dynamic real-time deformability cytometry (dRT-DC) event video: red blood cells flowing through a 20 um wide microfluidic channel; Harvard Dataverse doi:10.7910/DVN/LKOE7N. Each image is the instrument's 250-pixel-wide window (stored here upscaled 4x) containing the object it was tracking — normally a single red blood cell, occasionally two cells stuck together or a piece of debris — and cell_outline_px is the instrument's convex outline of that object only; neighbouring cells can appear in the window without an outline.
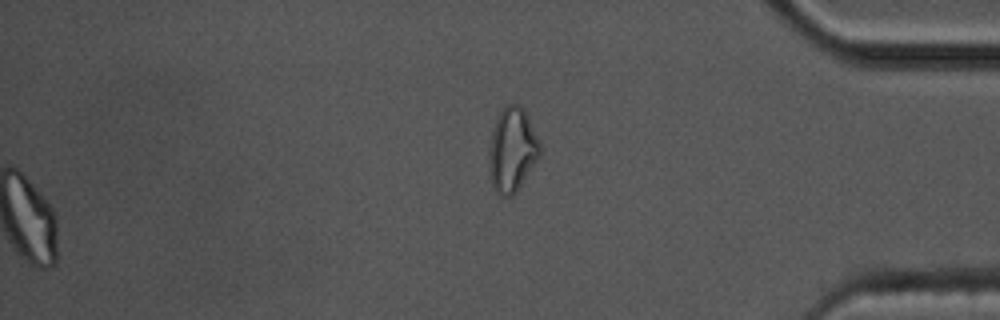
{"species": "common noctule bat (a hibernating species)", "species_latin": "Nyctalus noctula", "temperature_condition": "cold", "stored_images_in_passage": 45, "segment_of_instrument_passage": [2, 2], "camera_frame_rate_fps": 3000, "um_per_image_px": 0.085, "animal": {"sex": "male", "body_mass_g": 17.5, "forearm_length_mm": 52.3}, "frame": {"image": 1, "passage_image": 45, "time_ms": 14.667, "image_size_px": [1000, 320], "cell_outline_px": [[540, 156], [516, 192], [512, 196], [500, 196], [496, 192], [492, 184], [488, 168], [488, 152], [492, 132], [496, 120], [500, 112], [508, 104], [520, 104], [524, 108], [528, 116], [540, 144]], "centroid_in_image_um": [43.52, 12.75], "position_along_channel_um": 391.7, "area_um2": 24.97}}